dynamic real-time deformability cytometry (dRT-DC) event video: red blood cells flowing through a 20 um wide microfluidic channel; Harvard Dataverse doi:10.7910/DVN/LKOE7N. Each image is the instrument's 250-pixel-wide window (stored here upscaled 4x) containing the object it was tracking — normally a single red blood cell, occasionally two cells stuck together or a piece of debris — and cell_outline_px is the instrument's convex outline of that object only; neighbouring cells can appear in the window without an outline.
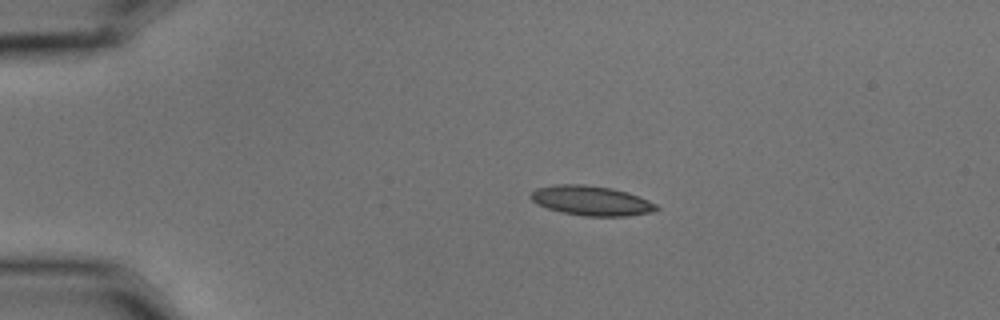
{"species": "common noctule bat (a hibernating species)", "species_latin": "Nyctalus noctula", "temperature_condition": "cold", "stored_images_in_passage": 3, "camera_frame_rate_fps": 3000, "um_per_image_px": 0.085, "animal": {"sex": "male", "body_mass_g": 15.6}, "frame": {"image": 1, "passage_image": 1, "time_ms": 0.0, "image_size_px": [1000, 320], "cell_outline_px": [[660, 208], [656, 212], [628, 216], [584, 216], [564, 212], [548, 208], [536, 204], [528, 196], [536, 188], [556, 184], [584, 184], [612, 188], [628, 192], [648, 200], [656, 204]], "centroid_in_image_um": [50.28, 17.05], "position_along_channel_um": 34.7, "area_um2": 21.91}}